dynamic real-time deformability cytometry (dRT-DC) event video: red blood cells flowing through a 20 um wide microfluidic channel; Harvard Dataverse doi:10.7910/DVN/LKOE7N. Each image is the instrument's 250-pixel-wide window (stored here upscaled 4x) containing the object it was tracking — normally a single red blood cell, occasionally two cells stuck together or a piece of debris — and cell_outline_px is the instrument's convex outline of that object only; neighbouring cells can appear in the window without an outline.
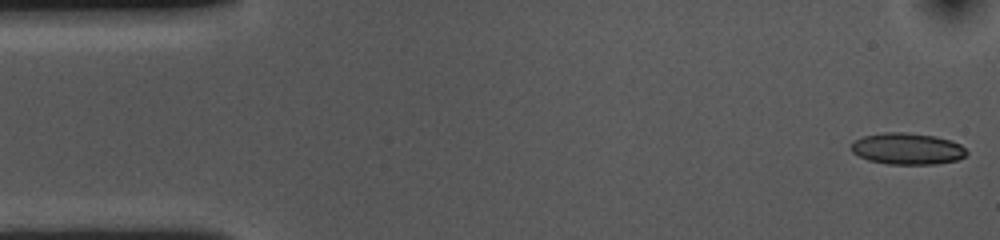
{"species": "common noctule bat (a hibernating species)", "species_latin": "Nyctalus noctula", "temperature_condition": "cold", "stored_images_in_passage": 54, "camera_frame_rate_fps": 3000, "um_per_image_px": 0.085, "animal": {"sex": "female", "body_mass_g": 10.0, "forearm_length_mm": 53.1}, "frame": {"image": 1, "passage_image": 1, "time_ms": 0.0, "image_size_px": [1000, 240], "cell_outline_px": [[968, 152], [964, 156], [956, 160], [936, 164], [888, 164], [868, 160], [852, 152], [848, 148], [856, 140], [864, 136], [884, 132], [904, 132], [936, 136], [952, 140], [960, 144]], "centroid_in_image_um": [77.12, 12.64], "position_along_channel_um": 7.9, "area_um2": 21.21}}
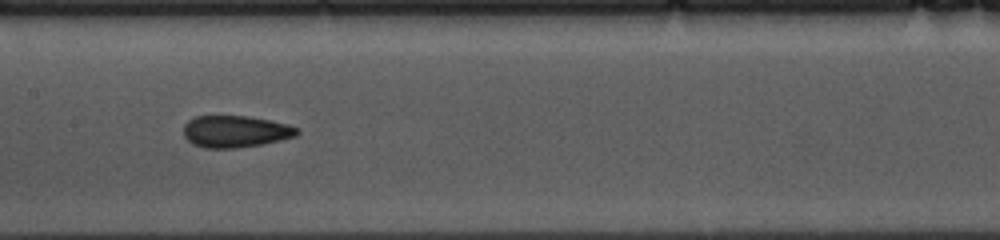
{"frame": {"image": 2, "passage_image": 25, "time_ms": 8.0, "image_size_px": [1000, 240], "cell_outline_px": [[300, 132], [296, 136], [280, 140], [260, 144], [236, 148], [204, 148], [192, 144], [184, 136], [184, 124], [188, 120], [196, 116], [248, 116], [288, 124], [300, 128]], "centroid_in_image_um": [20.01, 11.17], "position_along_channel_um": 187.4, "area_um2": 21.1}}
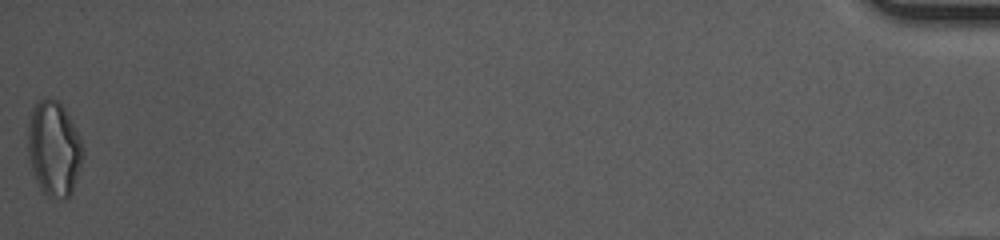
{"frame": {"image": 3, "passage_image": 54, "time_ms": 17.667, "image_size_px": [1000, 240], "cell_outline_px": [[84, 152], [80, 168], [72, 192], [68, 196], [48, 196], [40, 188], [36, 180], [32, 168], [28, 152], [28, 124], [32, 108], [40, 100], [60, 100], [80, 136], [84, 148]], "centroid_in_image_um": [4.6, 12.6], "position_along_channel_um": 430.6, "area_um2": 30.06}, "authors_computed_cell_mechanics": {"area_um2": 21.3282, "velocity_mm_per_s": 3.5975, "shape_relaxation_time_tau1_ms": 6.4936, "shape_relaxation_time_tau2_ms": 2.6365, "deformation_change_tau1": 0.1372, "deformation_change_tau2": 0.0834}}